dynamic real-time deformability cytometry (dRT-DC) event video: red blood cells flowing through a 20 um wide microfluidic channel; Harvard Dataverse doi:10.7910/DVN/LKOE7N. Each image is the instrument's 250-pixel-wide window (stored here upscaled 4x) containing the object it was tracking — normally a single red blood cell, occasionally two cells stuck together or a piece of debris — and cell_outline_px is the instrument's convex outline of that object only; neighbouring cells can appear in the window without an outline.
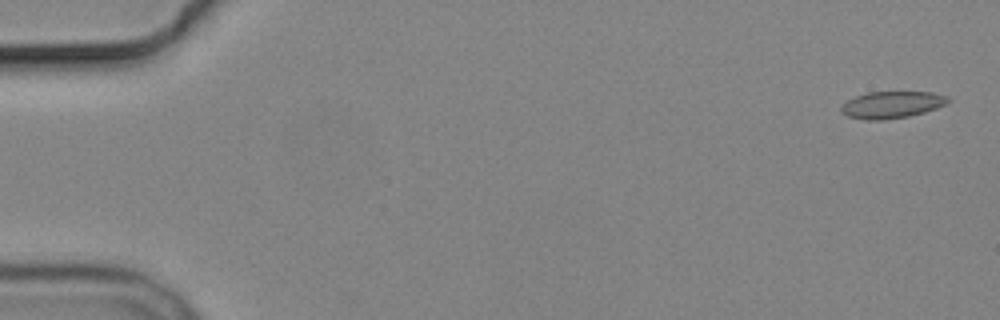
{"species": "common noctule bat (a hibernating species)", "species_latin": "Nyctalus noctula", "temperature_condition": "cold", "stored_images_in_passage": 5, "camera_frame_rate_fps": 3000, "um_per_image_px": 0.085, "animal": {"sex": "male", "body_mass_g": 19.2, "forearm_length_mm": 51.8}, "frame": {"image": 1, "passage_image": 1, "time_ms": 0.0, "image_size_px": [1000, 320], "cell_outline_px": [[952, 100], [948, 104], [924, 112], [908, 116], [880, 120], [868, 120], [848, 116], [840, 112], [840, 108], [848, 100], [856, 96], [868, 92], [932, 92], [948, 96]], "centroid_in_image_um": [75.85, 8.89], "position_along_channel_um": 9.2, "area_um2": 16.7}}
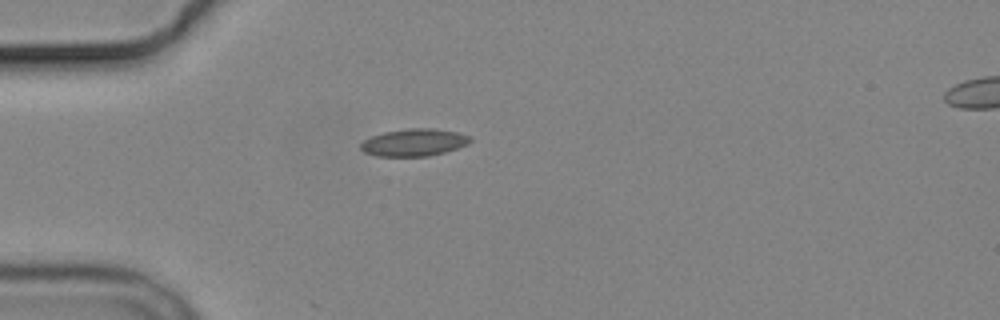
{"frame": {"image": 2, "passage_image": 5, "time_ms": 4.667, "image_size_px": [1000, 320], "cell_outline_px": [[472, 140], [468, 144], [444, 152], [428, 156], [376, 156], [364, 152], [360, 148], [360, 144], [364, 140], [372, 136], [384, 132], [408, 128], [432, 128], [460, 132], [472, 136]], "centroid_in_image_um": [35.22, 12.1], "position_along_channel_um": 49.8, "area_um2": 17.51}}